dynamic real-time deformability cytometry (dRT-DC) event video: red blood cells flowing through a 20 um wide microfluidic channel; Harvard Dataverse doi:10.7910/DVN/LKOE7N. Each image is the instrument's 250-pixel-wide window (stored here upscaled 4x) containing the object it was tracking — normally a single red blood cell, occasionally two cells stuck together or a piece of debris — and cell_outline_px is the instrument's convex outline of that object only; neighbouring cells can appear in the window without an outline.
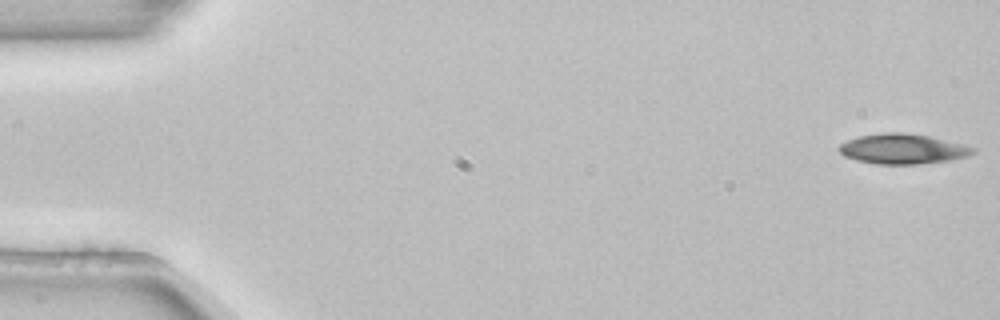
{"species": "common noctule bat (a hibernating species)", "species_latin": "Nyctalus noctula", "temperature_condition": "room temperature", "stored_images_in_passage": 53, "camera_frame_rate_fps": 3000, "um_per_image_px": 0.085, "animal": {"sex": "female", "body_mass_g": 22.7, "forearm_length_mm": 54.2}, "frame": {"image": 1, "passage_image": 1, "time_ms": 0.0, "image_size_px": [1000, 320], "cell_outline_px": [[976, 152], [968, 156], [948, 160], [920, 164], [876, 164], [856, 160], [844, 156], [836, 148], [840, 144], [848, 140], [860, 136], [880, 132], [904, 132], [928, 136], [964, 144], [976, 148]], "centroid_in_image_um": [76.72, 12.65], "position_along_channel_um": 8.3, "area_um2": 23.58}}
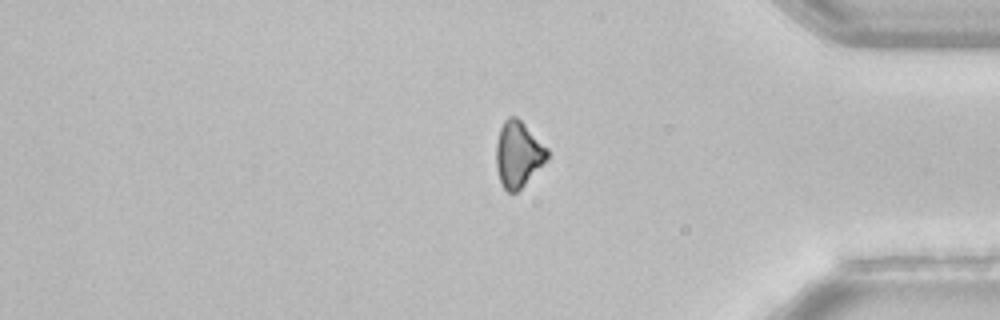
{"frame": {"image": 2, "passage_image": 44, "time_ms": 14.333, "image_size_px": [1000, 320], "cell_outline_px": [[548, 156], [524, 184], [516, 192], [508, 192], [500, 184], [496, 168], [496, 144], [500, 128], [504, 120], [508, 116], [516, 116], [548, 148]], "centroid_in_image_um": [44.0, 13.09], "position_along_channel_um": 391.2, "area_um2": 19.25}}
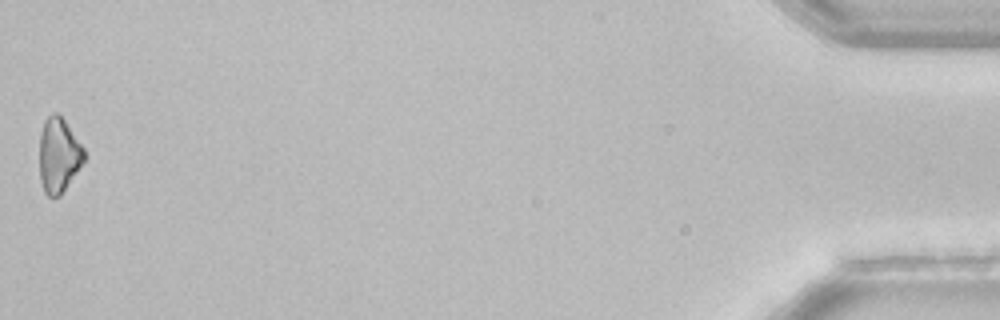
{"frame": {"image": 3, "passage_image": 53, "time_ms": 17.333, "image_size_px": [1000, 320], "cell_outline_px": [[88, 156], [60, 196], [48, 196], [44, 192], [40, 180], [40, 132], [44, 120], [52, 112], [56, 112], [64, 120], [84, 148]], "centroid_in_image_um": [5.0, 13.19], "position_along_channel_um": 430.2, "area_um2": 19.54}, "authors_computed_cell_mechanics": {"area_um2": 23.4668, "velocity_mm_per_s": 3.8708, "shape_relaxation_time_tau1_ms": 1.5772, "shape_relaxation_time_tau2_ms": null, "deformation_change_tau1": 0.0843, "deformation_change_tau2": null}}